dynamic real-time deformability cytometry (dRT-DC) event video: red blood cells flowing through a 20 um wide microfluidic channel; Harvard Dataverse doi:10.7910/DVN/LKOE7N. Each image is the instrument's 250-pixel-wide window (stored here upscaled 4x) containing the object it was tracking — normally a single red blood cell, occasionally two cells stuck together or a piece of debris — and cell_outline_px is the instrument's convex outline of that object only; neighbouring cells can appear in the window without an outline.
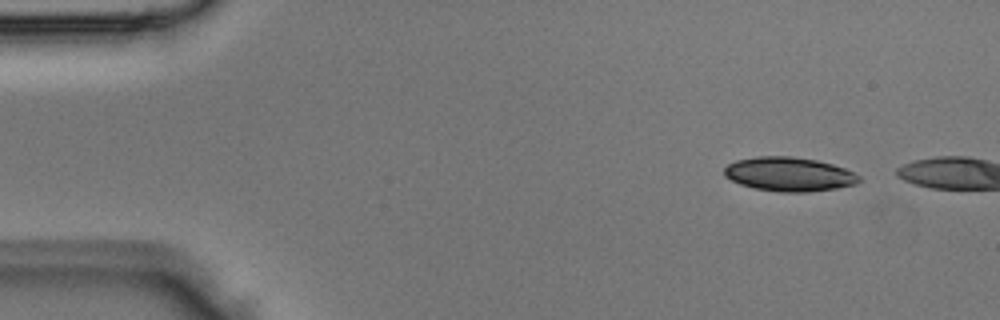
{"species": "Egyptian fruit bat (a non-hibernating species)", "species_latin": "Rousettus aegyptiacus", "temperature_condition": "room temperature", "stored_images_in_passage": 2, "camera_frame_rate_fps": 3000, "um_per_image_px": 0.085, "animal": {"sex": "male"}, "frame": {"image": 1, "passage_image": 1, "time_ms": 0.0, "image_size_px": [1000, 320], "cell_outline_px": [[860, 180], [856, 184], [836, 188], [808, 192], [780, 192], [756, 188], [740, 184], [724, 176], [724, 168], [728, 164], [736, 160], [756, 156], [792, 156], [816, 160], [832, 164], [844, 168], [860, 176]], "centroid_in_image_um": [67.06, 14.8], "position_along_channel_um": 17.9, "area_um2": 26.7}}